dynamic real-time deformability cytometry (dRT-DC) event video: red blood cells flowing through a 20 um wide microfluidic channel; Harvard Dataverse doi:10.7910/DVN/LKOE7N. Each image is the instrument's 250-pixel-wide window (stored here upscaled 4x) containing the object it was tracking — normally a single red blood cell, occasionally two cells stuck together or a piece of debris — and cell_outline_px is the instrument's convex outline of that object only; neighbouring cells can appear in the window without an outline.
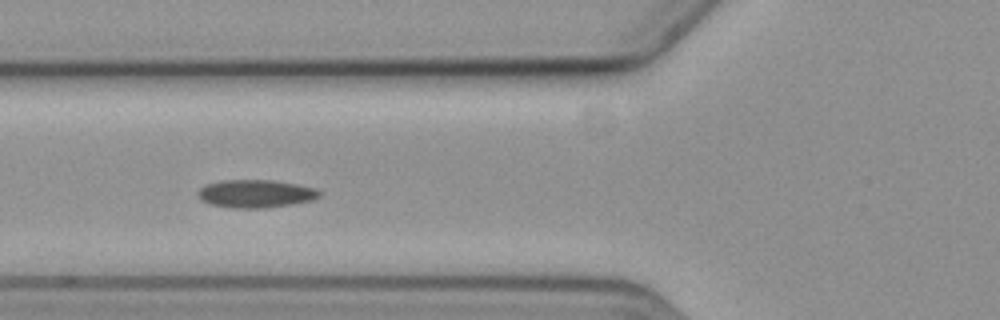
{"species": "common noctule bat (a hibernating species)", "species_latin": "Nyctalus noctula", "temperature_condition": "cold", "stored_images_in_passage": 5, "camera_frame_rate_fps": 3000, "um_per_image_px": 0.085, "animal": {"sex": "female", "body_mass_g": 19.3, "forearm_length_mm": 54.1}, "frame": {"image": 1, "passage_image": 4, "time_ms": 3.667, "image_size_px": [1000, 320], "cell_outline_px": [[324, 192], [320, 196], [312, 200], [292, 204], [264, 208], [232, 208], [212, 204], [200, 200], [196, 196], [196, 192], [204, 184], [220, 180], [272, 180], [296, 184], [316, 188]], "centroid_in_image_um": [21.71, 16.46], "position_along_channel_um": 104.1, "area_um2": 20.06}}